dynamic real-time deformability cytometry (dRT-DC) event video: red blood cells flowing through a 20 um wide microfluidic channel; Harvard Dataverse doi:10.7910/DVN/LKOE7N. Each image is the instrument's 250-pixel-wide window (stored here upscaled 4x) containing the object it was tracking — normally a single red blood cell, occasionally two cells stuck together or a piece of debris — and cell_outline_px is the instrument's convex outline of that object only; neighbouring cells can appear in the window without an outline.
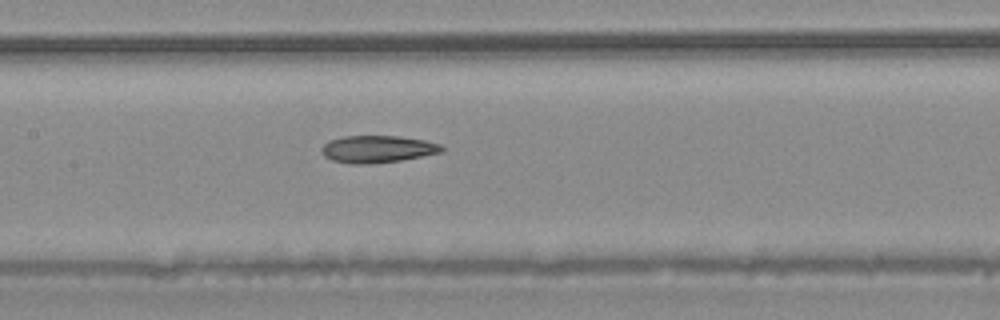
{"species": "common noctule bat (a hibernating species)", "species_latin": "Nyctalus noctula", "temperature_condition": "warm", "stored_images_in_passage": 31, "camera_frame_rate_fps": 3000, "um_per_image_px": 0.085, "animal": {"sex": "male", "body_mass_g": 20.4}, "frame": {"image": 1, "passage_image": 14, "time_ms": 4.333, "image_size_px": [1000, 320], "cell_outline_px": [[444, 152], [404, 160], [368, 164], [352, 164], [332, 160], [324, 156], [320, 152], [320, 148], [328, 140], [344, 136], [400, 136], [424, 140], [440, 144], [444, 148]], "centroid_in_image_um": [32.09, 12.68], "position_along_channel_um": 175.3, "area_um2": 19.31}}
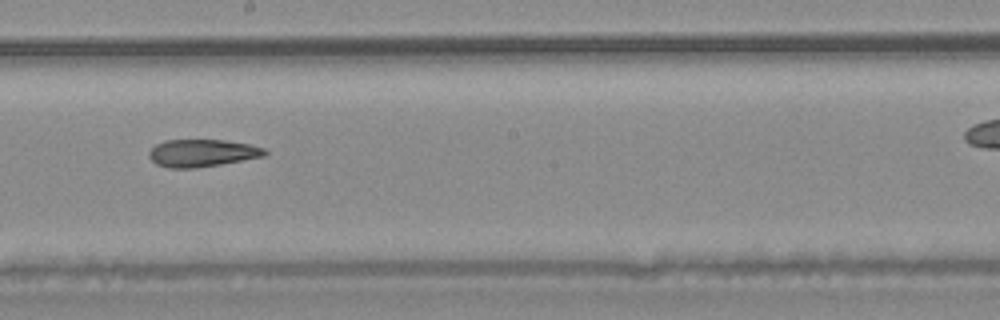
{"frame": {"image": 2, "passage_image": 18, "time_ms": 5.667, "image_size_px": [1000, 320], "cell_outline_px": [[268, 152], [264, 156], [220, 164], [196, 168], [168, 168], [156, 164], [148, 156], [148, 152], [156, 144], [164, 140], [224, 140], [248, 144], [264, 148]], "centroid_in_image_um": [17.14, 13.01], "position_along_channel_um": 231.1, "area_um2": 18.44}}